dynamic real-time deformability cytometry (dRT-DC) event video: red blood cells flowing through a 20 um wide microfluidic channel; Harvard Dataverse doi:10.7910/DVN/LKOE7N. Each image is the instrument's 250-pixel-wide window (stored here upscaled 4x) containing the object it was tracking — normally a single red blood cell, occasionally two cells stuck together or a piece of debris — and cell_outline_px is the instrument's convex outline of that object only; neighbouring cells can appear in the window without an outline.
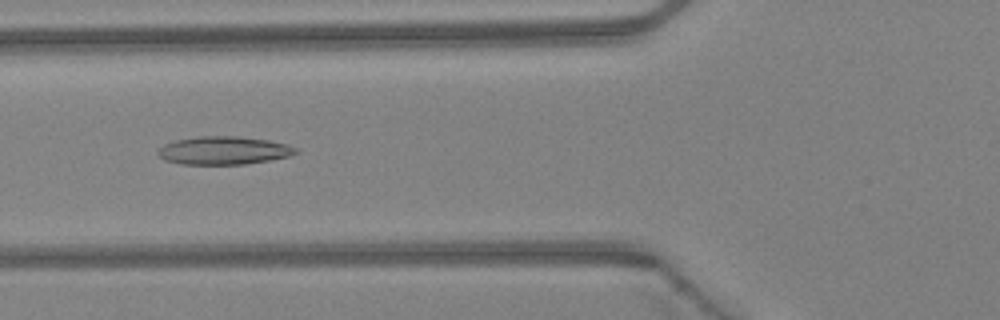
{"species": "Egyptian fruit bat (a non-hibernating species)", "species_latin": "Rousettus aegyptiacus", "temperature_condition": "warm", "stored_images_in_passage": 44, "camera_frame_rate_fps": 3000, "um_per_image_px": 0.085, "animal": {"sex": "female"}, "frame": {"image": 1, "passage_image": 15, "time_ms": 4.667, "image_size_px": [1000, 320], "cell_outline_px": [[296, 152], [288, 156], [272, 160], [244, 164], [180, 164], [164, 160], [156, 152], [164, 144], [176, 140], [200, 136], [240, 136], [268, 140], [288, 144], [296, 148]], "centroid_in_image_um": [19.0, 12.79], "position_along_channel_um": 106.8, "area_um2": 22.54}}
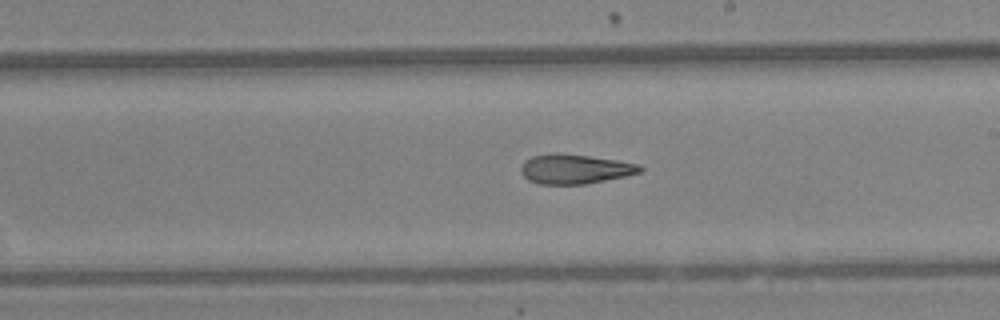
{"frame": {"image": 2, "passage_image": 24, "time_ms": 7.667, "image_size_px": [1000, 320], "cell_outline_px": [[644, 168], [640, 172], [624, 176], [584, 184], [540, 184], [528, 180], [520, 172], [520, 168], [524, 160], [532, 156], [560, 152], [616, 160], [640, 164]], "centroid_in_image_um": [48.83, 14.36], "position_along_channel_um": 240.2, "area_um2": 20.46}}
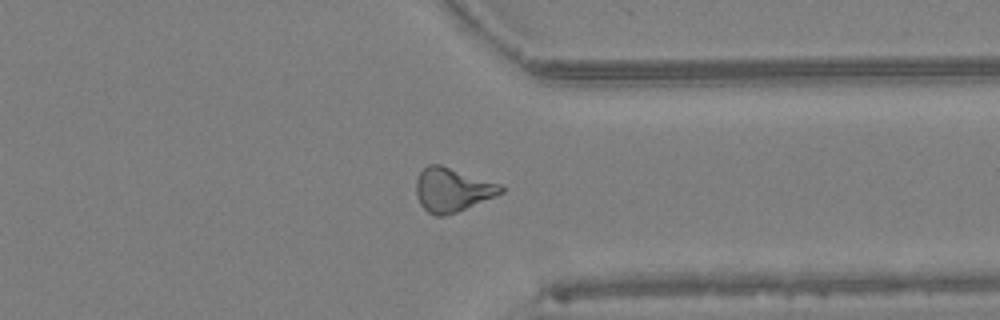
{"frame": {"image": 3, "passage_image": 33, "time_ms": 10.667, "image_size_px": [1000, 320], "cell_outline_px": [[504, 192], [456, 212], [444, 216], [436, 216], [428, 212], [420, 204], [416, 196], [416, 180], [420, 172], [428, 164], [440, 164], [500, 184], [504, 188]], "centroid_in_image_um": [38.41, 16.13], "position_along_channel_um": 373.0, "area_um2": 21.44}, "authors_computed_cell_mechanics": {"area_um2": 21.4149, "velocity_mm_per_s": 4.4792, "shape_relaxation_time_tau1_ms": null, "shape_relaxation_time_tau2_ms": 5.4415, "deformation_change_tau1": null, "deformation_change_tau2": 0.1693}}